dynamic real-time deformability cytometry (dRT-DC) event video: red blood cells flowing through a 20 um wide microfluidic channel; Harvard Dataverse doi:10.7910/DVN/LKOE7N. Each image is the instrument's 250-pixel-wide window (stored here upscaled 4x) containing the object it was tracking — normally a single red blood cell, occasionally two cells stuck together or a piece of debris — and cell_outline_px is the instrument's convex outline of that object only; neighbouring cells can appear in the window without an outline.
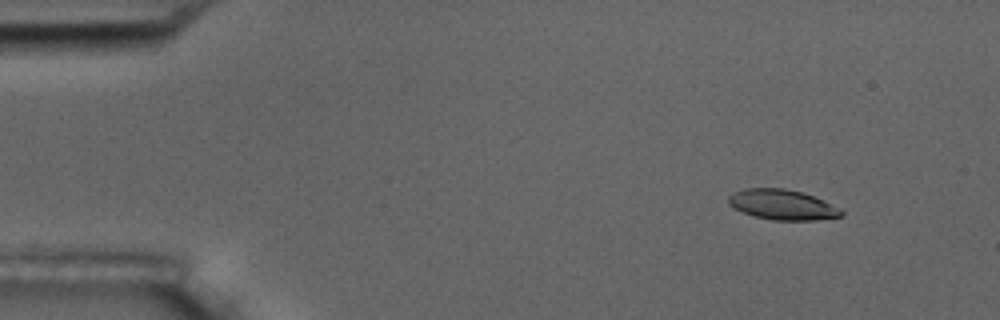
{"species": "common noctule bat (a hibernating species)", "species_latin": "Nyctalus noctula", "temperature_condition": "room temperature", "stored_images_in_passage": 4, "camera_frame_rate_fps": 3000, "um_per_image_px": 0.085, "animal": {"sex": "male", "body_mass_g": 17.5, "forearm_length_mm": 52.3}, "frame": {"image": 1, "passage_image": 1, "time_ms": 0.0, "image_size_px": [1000, 320], "cell_outline_px": [[844, 216], [816, 220], [772, 220], [756, 216], [744, 212], [728, 204], [728, 196], [732, 192], [744, 188], [784, 188], [804, 192], [824, 200], [840, 208], [844, 212]], "centroid_in_image_um": [66.53, 17.38], "position_along_channel_um": 18.5, "area_um2": 20.0}}
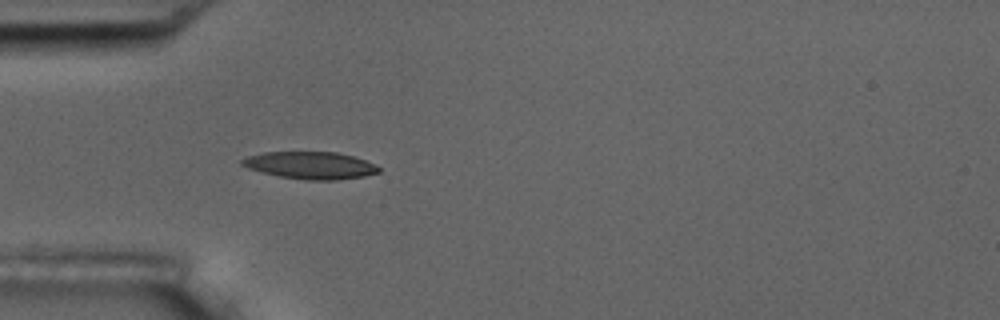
{"frame": {"image": 2, "passage_image": 4, "time_ms": 1.0, "image_size_px": [1000, 320], "cell_outline_px": [[380, 172], [364, 176], [336, 180], [304, 180], [280, 176], [248, 168], [240, 164], [240, 160], [248, 156], [264, 152], [336, 152], [352, 156], [376, 164], [380, 168]], "centroid_in_image_um": [26.4, 14.05], "position_along_channel_um": 58.6, "area_um2": 21.62}}